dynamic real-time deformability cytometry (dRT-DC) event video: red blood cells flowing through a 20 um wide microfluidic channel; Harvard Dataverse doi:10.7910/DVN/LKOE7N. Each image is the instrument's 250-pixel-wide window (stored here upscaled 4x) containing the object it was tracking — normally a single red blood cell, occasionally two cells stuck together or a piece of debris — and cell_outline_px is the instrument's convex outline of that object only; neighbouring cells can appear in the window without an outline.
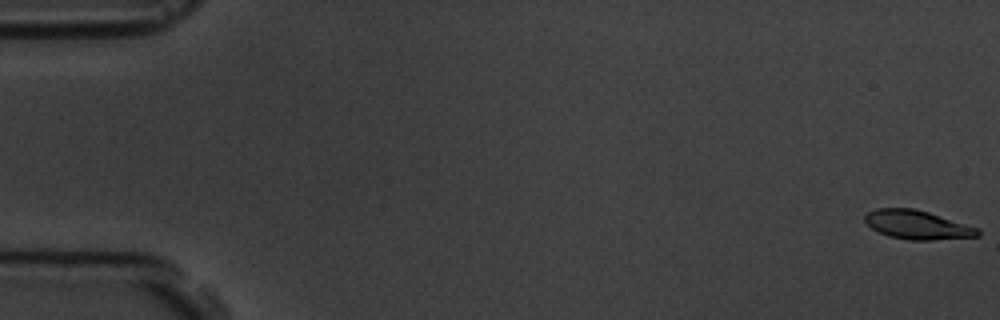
{"species": "common noctule bat (a hibernating species)", "species_latin": "Nyctalus noctula", "temperature_condition": "room temperature", "stored_images_in_passage": 5, "camera_frame_rate_fps": 3000, "um_per_image_px": 0.085, "animal": {"sex": "male", "body_mass_g": 19.5, "forearm_length_mm": 54.6}, "frame": {"image": 1, "passage_image": 1, "time_ms": 0.0, "image_size_px": [1000, 320], "cell_outline_px": [[980, 236], [932, 240], [908, 240], [888, 236], [872, 228], [864, 220], [864, 216], [868, 212], [876, 208], [912, 208], [928, 212], [980, 228]], "centroid_in_image_um": [77.99, 19.11], "position_along_channel_um": 7.0, "area_um2": 18.96}}
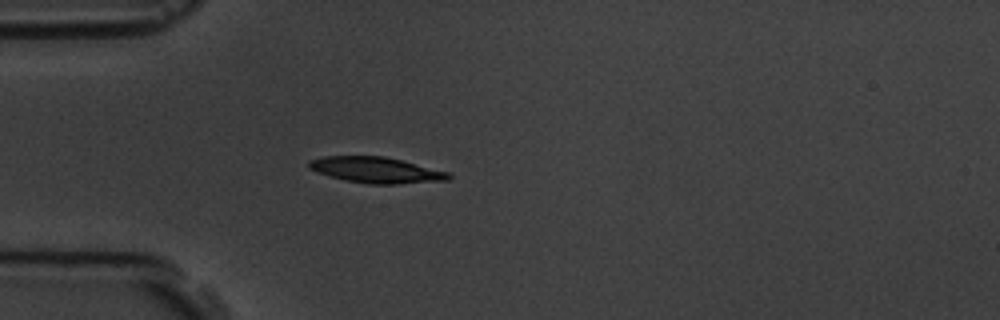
{"frame": {"image": 2, "passage_image": 5, "time_ms": 5.333, "image_size_px": [1000, 320], "cell_outline_px": [[452, 176], [448, 180], [396, 184], [368, 184], [344, 180], [316, 172], [308, 168], [308, 160], [324, 156], [384, 156], [448, 172]], "centroid_in_image_um": [31.92, 14.45], "position_along_channel_um": 53.1, "area_um2": 20.98}}